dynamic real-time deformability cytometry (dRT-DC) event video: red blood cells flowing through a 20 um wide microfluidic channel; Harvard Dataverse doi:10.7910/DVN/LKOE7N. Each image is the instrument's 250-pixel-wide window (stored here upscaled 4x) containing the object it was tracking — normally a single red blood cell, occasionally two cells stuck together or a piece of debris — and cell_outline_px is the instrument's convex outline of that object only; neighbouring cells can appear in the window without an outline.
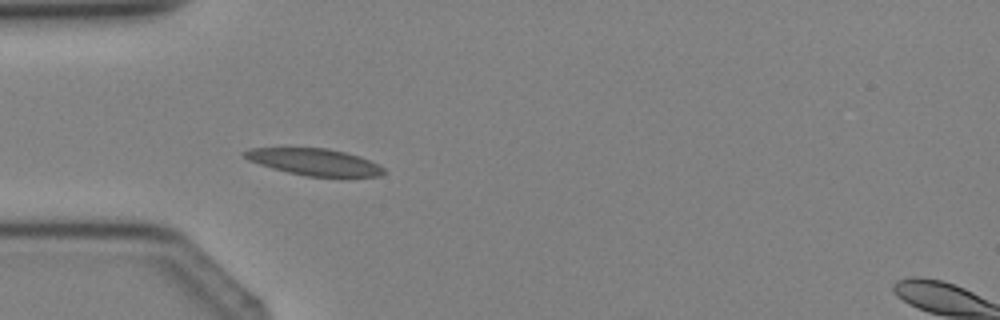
{"species": "Egyptian fruit bat (a non-hibernating species)", "species_latin": "Rousettus aegyptiacus", "temperature_condition": "cold", "stored_images_in_passage": 4, "camera_frame_rate_fps": 3000, "um_per_image_px": 0.085, "animal": {"sex": "female"}, "frame": {"image": 1, "passage_image": 3, "time_ms": 2.333, "image_size_px": [1000, 320], "cell_outline_px": [[388, 172], [380, 176], [308, 176], [288, 172], [272, 168], [248, 160], [240, 152], [248, 148], [328, 148], [360, 156], [384, 168]], "centroid_in_image_um": [26.7, 13.76], "position_along_channel_um": 58.3, "area_um2": 21.5}}